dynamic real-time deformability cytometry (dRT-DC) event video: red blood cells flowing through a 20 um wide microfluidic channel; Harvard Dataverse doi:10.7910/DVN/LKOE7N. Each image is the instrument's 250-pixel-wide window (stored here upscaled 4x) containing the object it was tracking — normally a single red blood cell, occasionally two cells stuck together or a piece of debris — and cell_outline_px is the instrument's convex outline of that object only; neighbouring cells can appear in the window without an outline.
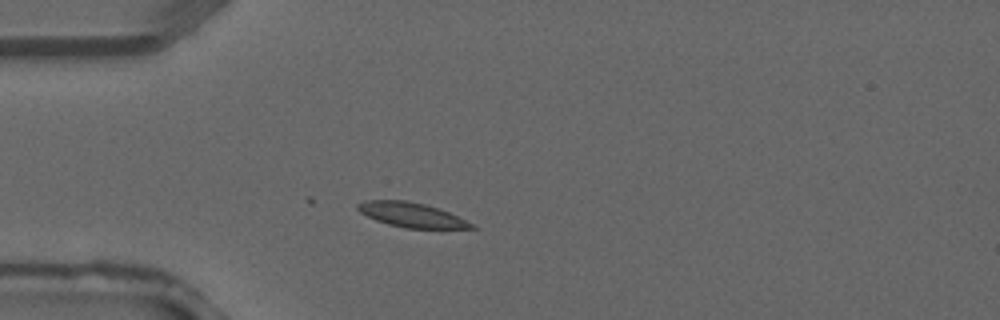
{"species": "common noctule bat (a hibernating species)", "species_latin": "Nyctalus noctula", "temperature_condition": "warm", "stored_images_in_passage": 2, "camera_frame_rate_fps": 3000, "um_per_image_px": 0.085, "animal": {"sex": "male", "forearm_length_mm": 52.5}, "frame": {"image": 1, "passage_image": 2, "time_ms": 0.333, "image_size_px": [1000, 320], "cell_outline_px": [[476, 228], [404, 228], [388, 224], [376, 220], [360, 212], [356, 208], [356, 204], [364, 200], [408, 200], [424, 204], [448, 212], [472, 224]], "centroid_in_image_um": [34.89, 18.25], "position_along_channel_um": 50.1, "area_um2": 16.01}}